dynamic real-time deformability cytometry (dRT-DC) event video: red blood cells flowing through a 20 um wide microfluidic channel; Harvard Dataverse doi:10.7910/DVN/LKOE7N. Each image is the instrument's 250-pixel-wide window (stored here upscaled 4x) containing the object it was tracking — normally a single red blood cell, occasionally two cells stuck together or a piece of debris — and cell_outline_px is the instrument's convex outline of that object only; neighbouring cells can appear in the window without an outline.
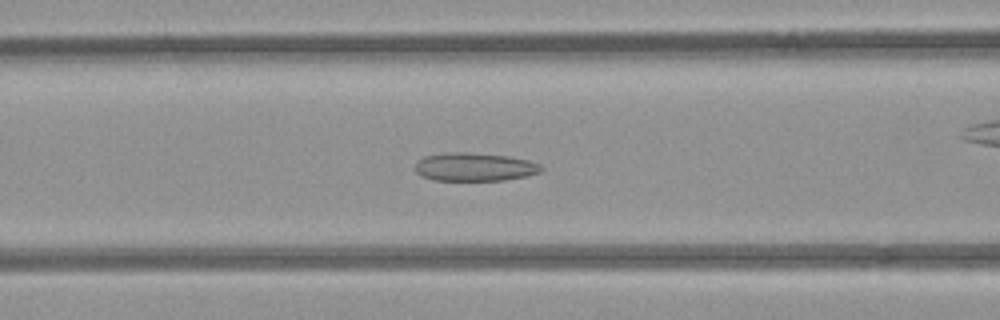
{"species": "common noctule bat (a hibernating species)", "species_latin": "Nyctalus noctula", "temperature_condition": "room temperature", "stored_images_in_passage": 43, "camera_frame_rate_fps": 3000, "um_per_image_px": 0.085, "animal": {"sex": "female", "body_mass_g": 21.9}, "frame": {"image": 1, "passage_image": 11, "time_ms": 3.333, "image_size_px": [1000, 320], "cell_outline_px": [[544, 168], [540, 172], [524, 176], [504, 180], [432, 180], [420, 176], [416, 172], [416, 160], [424, 156], [444, 152], [468, 152], [508, 156], [528, 160], [540, 164]], "centroid_in_image_um": [40.29, 14.18], "position_along_channel_um": 126.3, "area_um2": 20.92}}
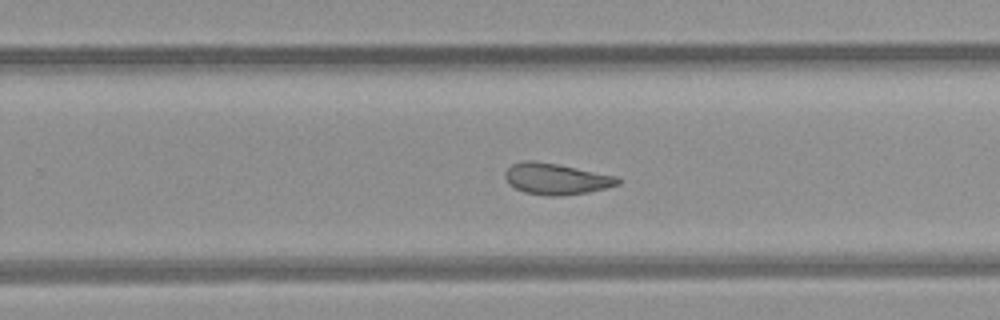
{"frame": {"image": 2, "passage_image": 23, "time_ms": 7.333, "image_size_px": [1000, 320], "cell_outline_px": [[620, 184], [588, 192], [560, 196], [548, 196], [524, 192], [508, 184], [504, 176], [504, 172], [512, 164], [524, 160], [532, 160], [556, 164], [616, 176], [620, 180]], "centroid_in_image_um": [47.23, 15.21], "position_along_channel_um": 282.6, "area_um2": 20.35}}
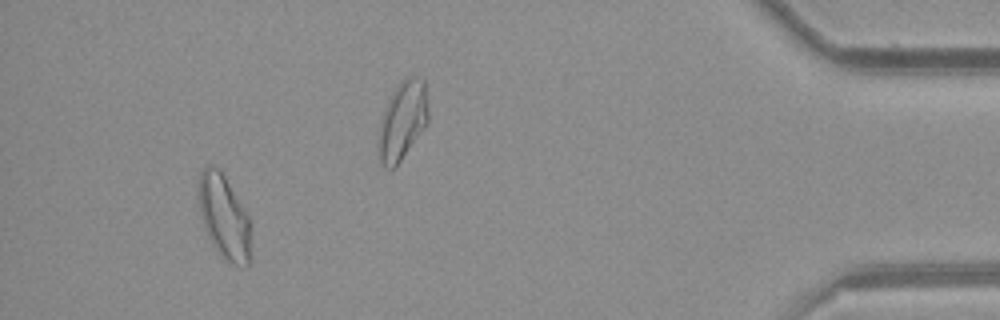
{"frame": {"image": 3, "passage_image": 39, "time_ms": 12.667, "image_size_px": [1000, 320], "cell_outline_px": [[248, 268], [244, 268], [232, 264], [212, 244], [204, 228], [200, 216], [196, 192], [200, 172], [208, 164], [212, 164], [220, 168], [244, 208], [248, 216]], "centroid_in_image_um": [18.97, 18.34], "position_along_channel_um": 416.2, "area_um2": 25.43}, "authors_computed_cell_mechanics": {"area_um2": 21.8484, "velocity_mm_per_s": 3.9209, "shape_relaxation_time_tau1_ms": null, "shape_relaxation_time_tau2_ms": 3.4981, "deformation_change_tau1": null, "deformation_change_tau2": 0.111}}